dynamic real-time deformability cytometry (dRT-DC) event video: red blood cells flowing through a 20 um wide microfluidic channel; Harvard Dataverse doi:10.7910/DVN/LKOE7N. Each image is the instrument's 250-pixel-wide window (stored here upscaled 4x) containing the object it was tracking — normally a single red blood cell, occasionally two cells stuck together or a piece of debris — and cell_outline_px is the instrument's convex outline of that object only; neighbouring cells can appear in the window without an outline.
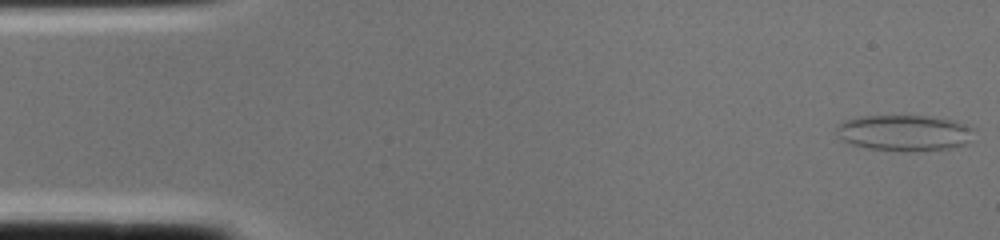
{"species": "common noctule bat (a hibernating species)", "species_latin": "Nyctalus noctula", "temperature_condition": "cold", "stored_images_in_passage": 2, "camera_frame_rate_fps": 3000, "um_per_image_px": 0.085, "animal": {"sex": "female", "body_mass_g": 22.0, "forearm_length_mm": 56.7}, "frame": {"image": 1, "passage_image": 1, "time_ms": 0.0, "image_size_px": [1000, 240], "cell_outline_px": [[976, 128], [964, 144], [948, 148], [868, 148], [852, 144], [836, 136], [836, 128], [844, 120], [864, 116], [928, 116], [952, 120]], "centroid_in_image_um": [76.82, 11.23], "position_along_channel_um": 8.2, "area_um2": 27.46}}
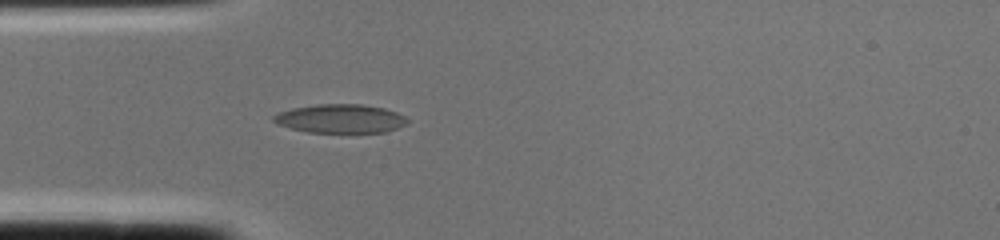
{"frame": {"image": 2, "passage_image": 2, "time_ms": 0.333, "image_size_px": [1000, 240], "cell_outline_px": [[412, 120], [408, 124], [384, 132], [308, 132], [276, 124], [272, 120], [272, 116], [280, 112], [292, 108], [316, 104], [360, 104], [384, 108], [396, 112]], "centroid_in_image_um": [28.95, 10.08], "position_along_channel_um": 56.0, "area_um2": 22.43}}